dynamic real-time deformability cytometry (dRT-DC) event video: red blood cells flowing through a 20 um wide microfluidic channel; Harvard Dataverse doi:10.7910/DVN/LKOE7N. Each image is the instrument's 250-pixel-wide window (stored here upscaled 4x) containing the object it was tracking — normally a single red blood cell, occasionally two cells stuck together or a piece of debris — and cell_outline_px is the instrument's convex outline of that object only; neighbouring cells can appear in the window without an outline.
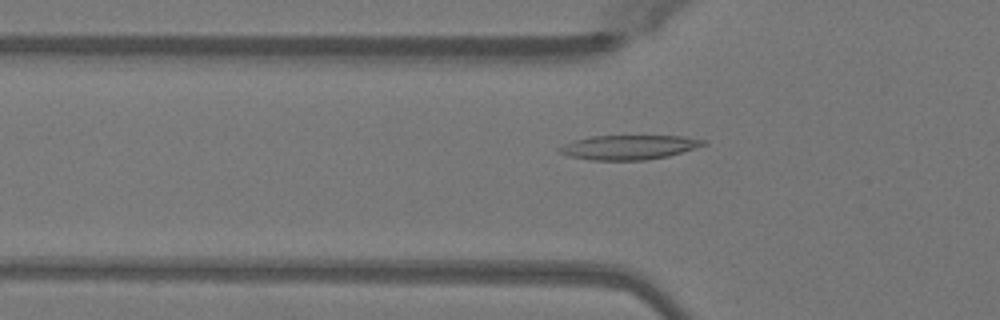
{"species": "Egyptian fruit bat (a non-hibernating species)", "species_latin": "Rousettus aegyptiacus", "temperature_condition": "warm", "stored_images_in_passage": 50, "camera_frame_rate_fps": 3000, "um_per_image_px": 0.085, "animal": {"sex": "female"}, "frame": {"image": 1, "passage_image": 17, "time_ms": 5.333, "image_size_px": [1000, 320], "cell_outline_px": [[708, 144], [668, 156], [644, 160], [592, 160], [568, 156], [560, 152], [556, 148], [572, 140], [592, 136], [684, 136], [708, 140]], "centroid_in_image_um": [53.46, 12.51], "position_along_channel_um": 72.3, "area_um2": 20.58}}
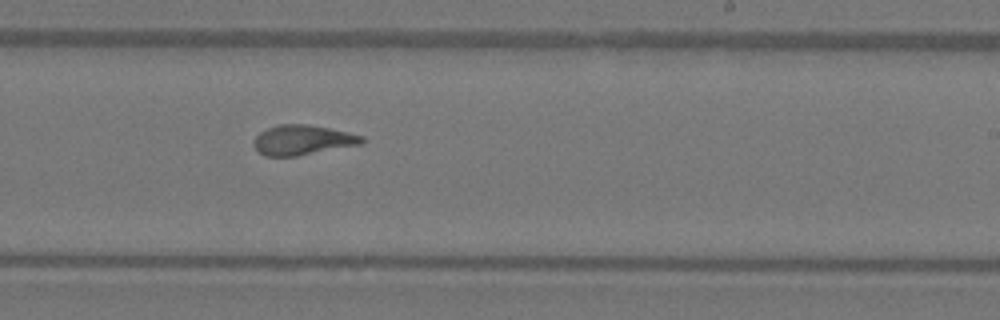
{"frame": {"image": 2, "passage_image": 31, "time_ms": 10.0, "image_size_px": [1000, 320], "cell_outline_px": [[364, 140], [360, 144], [296, 156], [264, 156], [252, 144], [256, 136], [260, 132], [268, 128], [280, 124], [308, 124], [348, 132], [364, 136]], "centroid_in_image_um": [25.7, 11.89], "position_along_channel_um": 263.3, "area_um2": 18.61}}
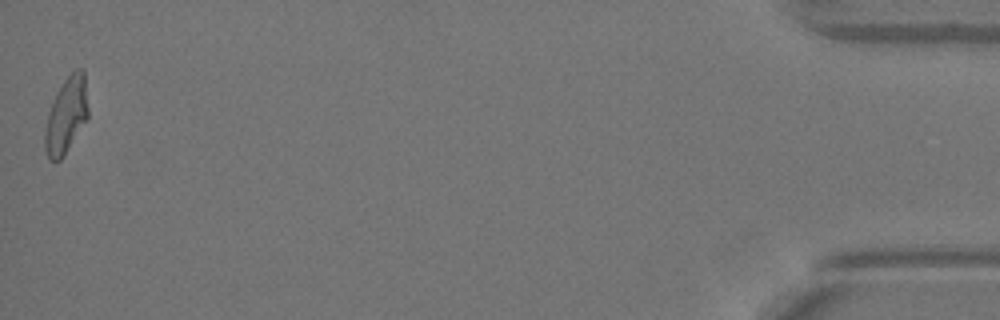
{"frame": {"image": 3, "passage_image": 50, "time_ms": 16.333, "image_size_px": [1000, 320], "cell_outline_px": [[88, 116], [64, 156], [60, 160], [48, 160], [44, 148], [44, 132], [48, 112], [52, 100], [56, 92], [64, 80], [76, 68], [84, 68], [88, 108]], "centroid_in_image_um": [5.61, 9.79], "position_along_channel_um": 429.6, "area_um2": 19.25}, "authors_computed_cell_mechanics": {"area_um2": 19.2474, "velocity_mm_per_s": 4.0723, "shape_relaxation_time_tau1_ms": 6.2258, "shape_relaxation_time_tau2_ms": 1.1523, "deformation_change_tau1": 0.233, "deformation_change_tau2": 0.0761}}